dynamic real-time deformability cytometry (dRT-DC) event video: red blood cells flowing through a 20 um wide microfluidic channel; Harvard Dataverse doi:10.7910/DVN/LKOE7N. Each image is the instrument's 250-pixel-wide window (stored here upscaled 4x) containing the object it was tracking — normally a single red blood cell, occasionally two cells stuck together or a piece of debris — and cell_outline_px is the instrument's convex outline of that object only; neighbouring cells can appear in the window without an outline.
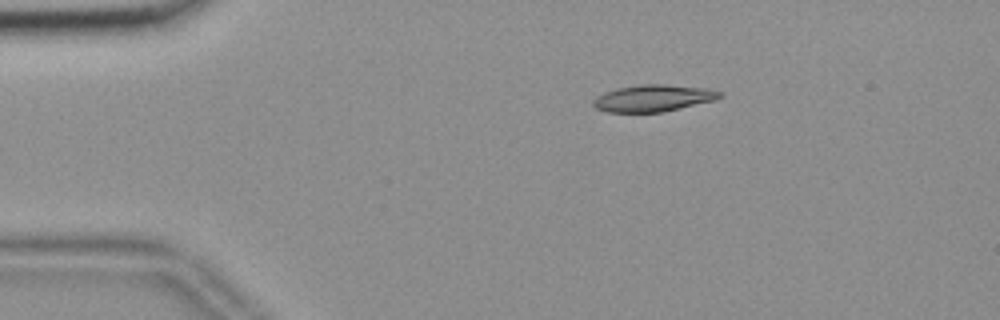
{"species": "common noctule bat (a hibernating species)", "species_latin": "Nyctalus noctula", "temperature_condition": "room temperature", "stored_images_in_passage": 46, "camera_frame_rate_fps": 3000, "um_per_image_px": 0.085, "animal": {"sex": "female", "body_mass_g": 18.4}, "frame": {"image": 1, "passage_image": 1, "time_ms": 0.0, "image_size_px": [1000, 320], "cell_outline_px": [[724, 96], [716, 100], [664, 112], [608, 112], [596, 108], [592, 104], [592, 100], [596, 96], [604, 92], [616, 88], [640, 84], [668, 84], [704, 88], [724, 92]], "centroid_in_image_um": [55.54, 8.34], "position_along_channel_um": 29.5, "area_um2": 20.06}}
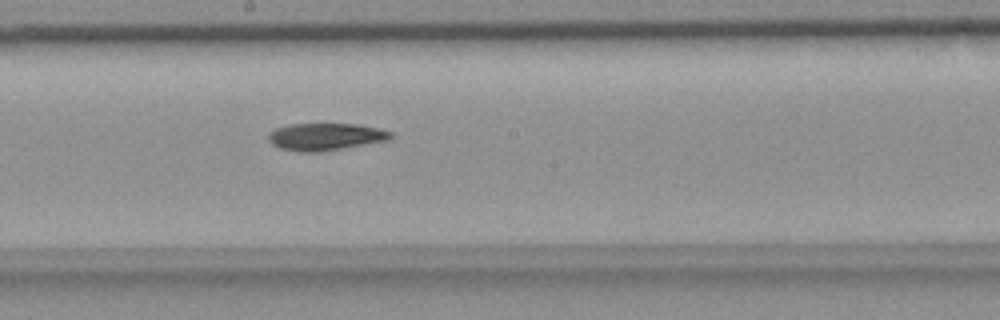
{"frame": {"image": 2, "passage_image": 21, "time_ms": 6.667, "image_size_px": [1000, 320], "cell_outline_px": [[392, 136], [388, 140], [320, 152], [300, 152], [280, 148], [272, 144], [268, 140], [268, 132], [276, 128], [288, 124], [356, 124], [376, 128], [392, 132]], "centroid_in_image_um": [27.61, 11.62], "position_along_channel_um": 220.6, "area_um2": 19.31}}
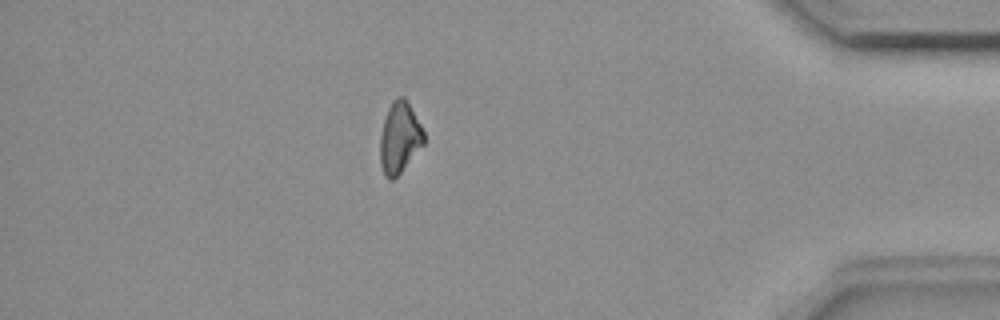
{"frame": {"image": 3, "passage_image": 39, "time_ms": 12.667, "image_size_px": [1000, 320], "cell_outline_px": [[424, 144], [400, 172], [392, 180], [388, 180], [384, 176], [380, 164], [380, 136], [384, 120], [388, 108], [392, 100], [396, 96], [404, 96], [420, 124], [424, 132]], "centroid_in_image_um": [33.94, 11.7], "position_along_channel_um": 401.3, "area_um2": 18.03}, "authors_computed_cell_mechanics": {"area_um2": 19.363, "velocity_mm_per_s": 3.6832, "shape_relaxation_time_tau1_ms": 7.6519, "shape_relaxation_time_tau2_ms": null, "deformation_change_tau1": 0.1415, "deformation_change_tau2": null}}